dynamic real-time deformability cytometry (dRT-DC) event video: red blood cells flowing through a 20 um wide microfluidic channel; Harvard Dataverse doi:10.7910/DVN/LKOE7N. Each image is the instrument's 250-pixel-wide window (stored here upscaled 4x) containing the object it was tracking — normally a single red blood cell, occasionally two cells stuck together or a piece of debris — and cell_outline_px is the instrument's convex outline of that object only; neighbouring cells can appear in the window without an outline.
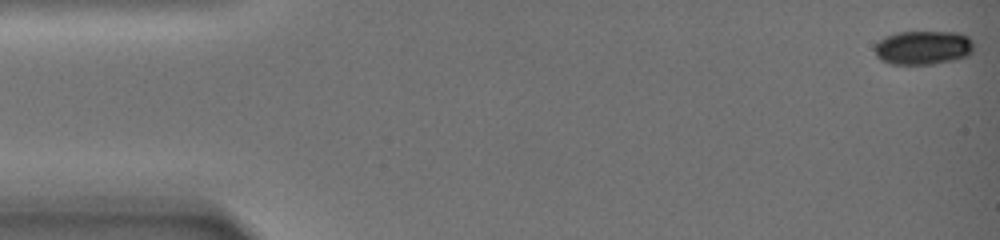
{"species": "common noctule bat (a hibernating species)", "species_latin": "Nyctalus noctula", "temperature_condition": "warm", "stored_images_in_passage": 93, "camera_frame_rate_fps": 3000, "um_per_image_px": 0.085, "animal": {"sex": "female", "body_mass_g": 19.0, "forearm_length_mm": 51.5}, "frame": {"image": 1, "passage_image": 1, "time_ms": 0.0, "image_size_px": [1000, 240], "cell_outline_px": [[972, 52], [968, 56], [956, 60], [932, 64], [892, 64], [880, 60], [876, 56], [876, 44], [884, 36], [900, 32], [956, 32], [968, 36], [972, 40]], "centroid_in_image_um": [78.48, 4.05], "position_along_channel_um": 6.5, "area_um2": 19.65}}
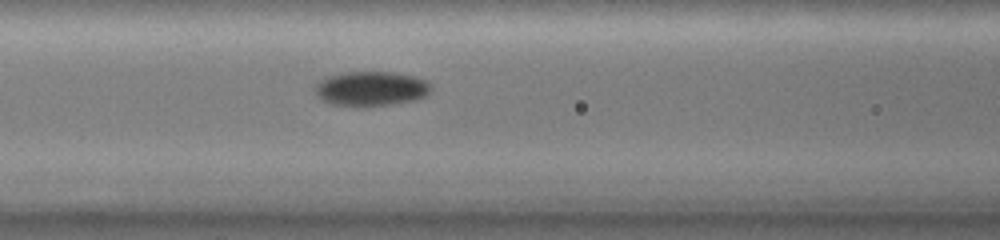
{"frame": {"image": 2, "passage_image": 37, "time_ms": 10.333, "image_size_px": [1000, 240], "cell_outline_px": [[432, 88], [424, 96], [416, 100], [364, 108], [360, 108], [332, 104], [324, 100], [316, 92], [316, 84], [320, 80], [328, 76], [344, 72], [392, 72], [416, 76], [428, 80], [432, 84]], "centroid_in_image_um": [31.58, 7.54], "position_along_channel_um": 135.0, "area_um2": 23.7}}
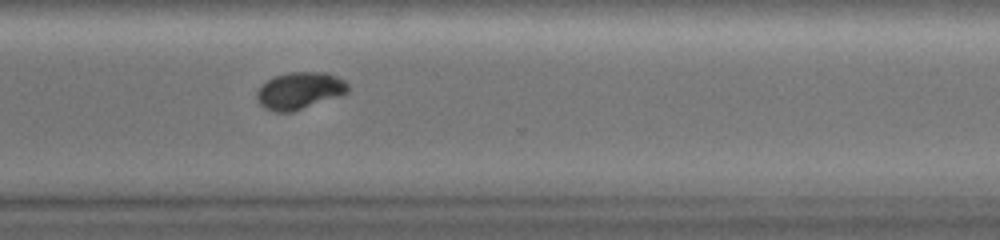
{"frame": {"image": 3, "passage_image": 65, "time_ms": 18.333, "image_size_px": [1000, 240], "cell_outline_px": [[348, 92], [340, 96], [292, 112], [272, 112], [264, 108], [256, 100], [256, 92], [268, 80], [276, 76], [288, 72], [328, 72], [344, 80], [348, 84]], "centroid_in_image_um": [25.47, 7.71], "position_along_channel_um": 345.1, "area_um2": 19.71}, "authors_computed_cell_mechanics": {"area_um2": 21.097, "velocity_mm_per_s": 2.6335, "shape_relaxation_time_tau1_ms": 10.0366, "shape_relaxation_time_tau2_ms": null, "deformation_change_tau1": 0.1901, "deformation_change_tau2": null}}